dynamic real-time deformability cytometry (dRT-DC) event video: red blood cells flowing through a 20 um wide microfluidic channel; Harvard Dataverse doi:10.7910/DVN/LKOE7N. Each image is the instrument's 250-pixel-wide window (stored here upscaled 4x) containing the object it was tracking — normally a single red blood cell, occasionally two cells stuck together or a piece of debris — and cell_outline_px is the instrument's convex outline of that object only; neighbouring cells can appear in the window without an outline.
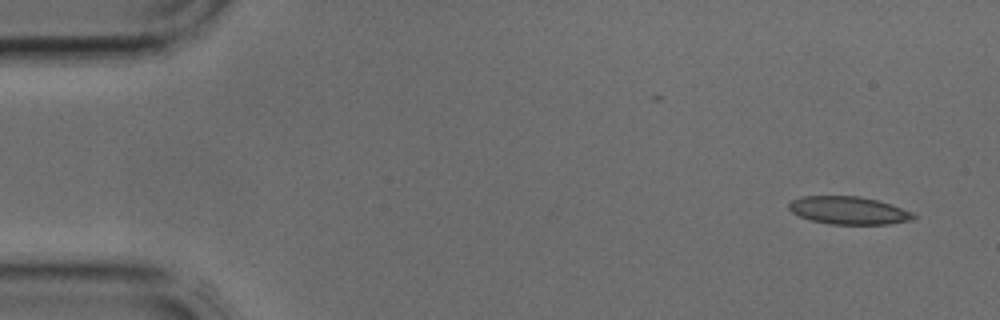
{"species": "common noctule bat (a hibernating species)", "species_latin": "Nyctalus noctula", "temperature_condition": "cold", "stored_images_in_passage": 3, "camera_frame_rate_fps": 3000, "um_per_image_px": 0.085, "animal": {"sex": "male", "body_mass_g": 17.9, "forearm_length_mm": 54.2}, "frame": {"image": 1, "passage_image": 1, "time_ms": 0.0, "image_size_px": [1000, 320], "cell_outline_px": [[916, 216], [912, 220], [888, 224], [828, 224], [812, 220], [800, 216], [792, 212], [788, 208], [788, 204], [792, 200], [800, 196], [856, 196], [876, 200], [892, 204], [912, 212]], "centroid_in_image_um": [72.12, 17.88], "position_along_channel_um": 12.9, "area_um2": 20.11}}